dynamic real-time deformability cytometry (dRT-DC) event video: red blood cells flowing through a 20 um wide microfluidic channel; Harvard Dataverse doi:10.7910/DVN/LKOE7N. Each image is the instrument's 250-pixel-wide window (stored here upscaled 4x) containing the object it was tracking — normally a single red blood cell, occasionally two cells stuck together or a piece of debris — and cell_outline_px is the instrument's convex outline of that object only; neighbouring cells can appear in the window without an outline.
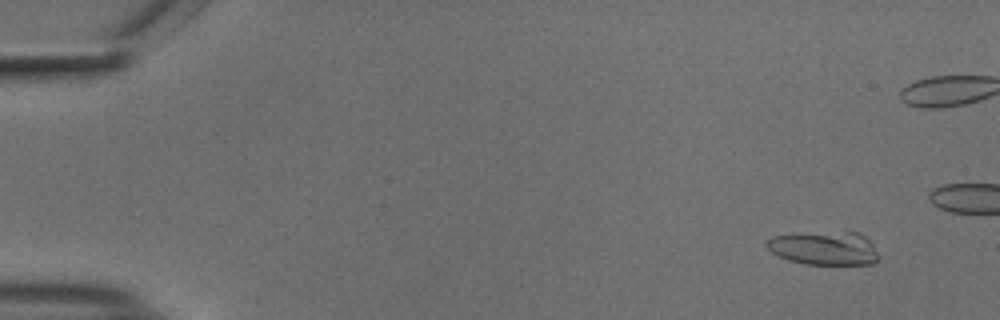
{"species": "common noctule bat (a hibernating species)", "species_latin": "Nyctalus noctula", "temperature_condition": "cold", "stored_images_in_passage": 43, "camera_frame_rate_fps": 3000, "um_per_image_px": 0.085, "animal": {"sex": "male", "body_mass_g": 18.8}, "frame": {"image": 1, "passage_image": 1, "time_ms": 0.0, "image_size_px": [1000, 320], "cell_outline_px": [[880, 256], [872, 264], [804, 264], [788, 260], [772, 252], [764, 244], [764, 240], [772, 236], [844, 232], [860, 232], [872, 244]], "centroid_in_image_um": [70.07, 21.11], "position_along_channel_um": 14.9, "area_um2": 21.56}}